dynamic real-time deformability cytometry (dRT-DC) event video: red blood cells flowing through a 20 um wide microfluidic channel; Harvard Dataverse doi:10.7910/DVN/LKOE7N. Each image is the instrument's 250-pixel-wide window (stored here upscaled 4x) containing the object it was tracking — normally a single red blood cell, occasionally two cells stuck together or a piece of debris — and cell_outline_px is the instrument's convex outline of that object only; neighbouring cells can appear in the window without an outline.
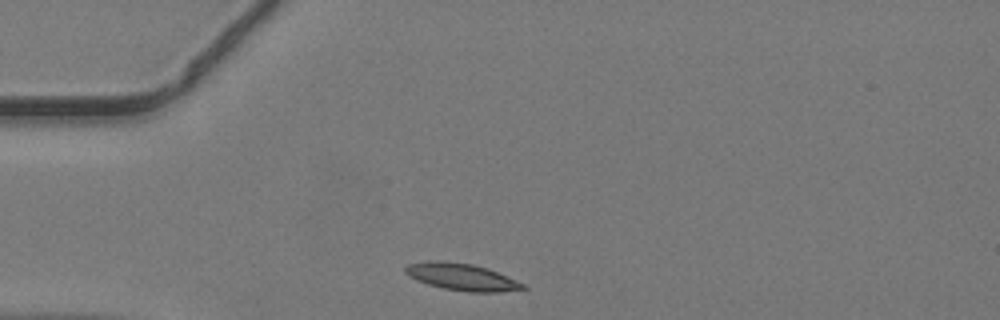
{"species": "common noctule bat (a hibernating species)", "species_latin": "Nyctalus noctula", "temperature_condition": "warm", "stored_images_in_passage": 36, "camera_frame_rate_fps": 3000, "um_per_image_px": 0.085, "animal": {"sex": "male", "body_mass_g": 19.2, "forearm_length_mm": 51.8}, "frame": {"image": 1, "passage_image": 1, "time_ms": 0.0, "image_size_px": [1000, 320], "cell_outline_px": [[528, 288], [500, 292], [468, 292], [444, 288], [428, 284], [416, 280], [408, 276], [404, 272], [404, 268], [408, 264], [436, 260], [472, 264], [488, 268], [516, 280], [524, 284]], "centroid_in_image_um": [39.24, 23.54], "position_along_channel_um": 45.8, "area_um2": 18.38}}
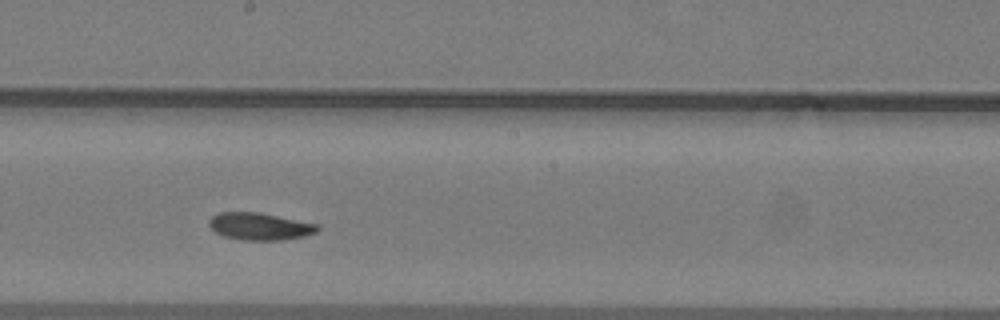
{"frame": {"image": 2, "passage_image": 15, "time_ms": 4.667, "image_size_px": [1000, 320], "cell_outline_px": [[320, 228], [316, 232], [304, 236], [284, 240], [240, 240], [224, 236], [216, 232], [208, 224], [208, 220], [216, 212], [256, 212], [316, 224]], "centroid_in_image_um": [22.03, 19.25], "position_along_channel_um": 226.2, "area_um2": 17.05}}
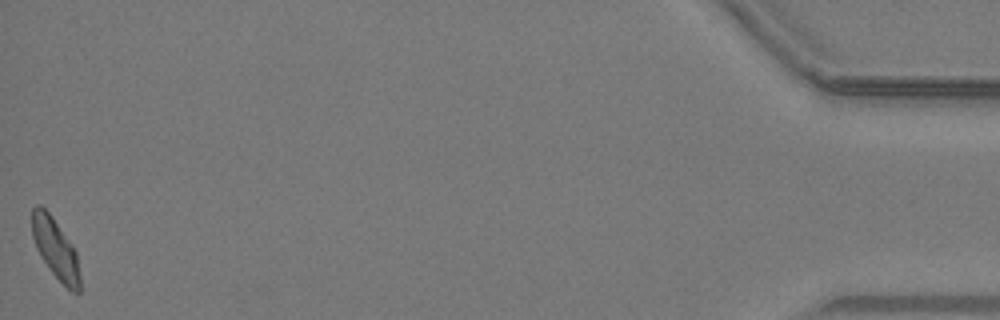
{"frame": {"image": 3, "passage_image": 36, "time_ms": 11.667, "image_size_px": [1000, 320], "cell_outline_px": [[80, 292], [72, 292], [52, 272], [40, 256], [36, 248], [32, 236], [32, 208], [36, 204], [40, 204], [52, 216], [72, 244], [76, 252], [80, 276]], "centroid_in_image_um": [4.71, 21.11], "position_along_channel_um": 430.5, "area_um2": 16.7}}